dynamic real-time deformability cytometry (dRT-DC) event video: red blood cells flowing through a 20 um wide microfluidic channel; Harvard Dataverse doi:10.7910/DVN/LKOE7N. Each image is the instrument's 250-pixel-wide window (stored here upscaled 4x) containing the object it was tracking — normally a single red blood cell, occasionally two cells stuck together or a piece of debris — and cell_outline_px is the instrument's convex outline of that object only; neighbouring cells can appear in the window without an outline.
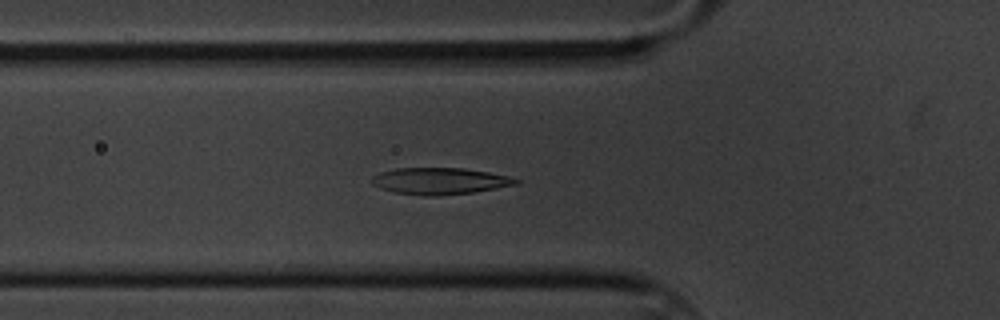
{"species": "common noctule bat (a hibernating species)", "species_latin": "Nyctalus noctula", "temperature_condition": "cold", "stored_images_in_passage": 50, "camera_frame_rate_fps": 3000, "um_per_image_px": 0.085, "animal": {"sex": "male", "body_mass_g": 20.1, "forearm_length_mm": 53.5}, "frame": {"image": 1, "passage_image": 11, "time_ms": 3.333, "image_size_px": [1000, 320], "cell_outline_px": [[520, 180], [516, 184], [496, 188], [472, 192], [436, 196], [424, 196], [392, 192], [380, 188], [372, 184], [368, 180], [372, 176], [380, 172], [396, 168], [464, 168], [488, 172], [508, 176]], "centroid_in_image_um": [37.3, 15.39], "position_along_channel_um": 88.5, "area_um2": 22.43}}
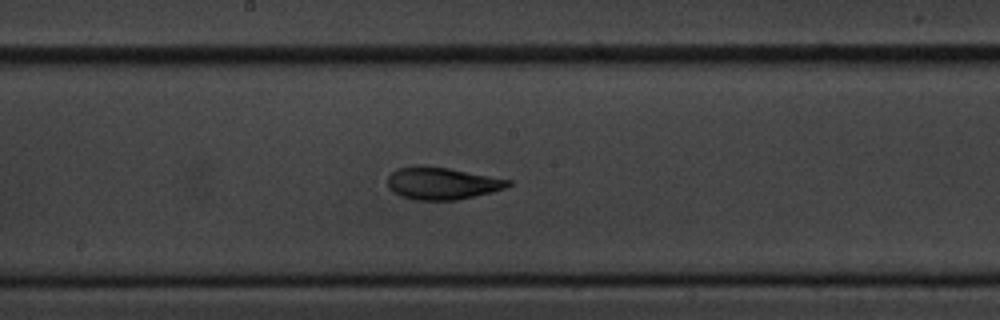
{"frame": {"image": 2, "passage_image": 22, "time_ms": 7.0, "image_size_px": [1000, 320], "cell_outline_px": [[512, 184], [504, 188], [492, 192], [456, 200], [412, 200], [400, 196], [388, 188], [388, 176], [396, 168], [412, 164], [420, 164], [448, 168], [512, 180]], "centroid_in_image_um": [37.52, 15.57], "position_along_channel_um": 210.7, "area_um2": 22.95}}
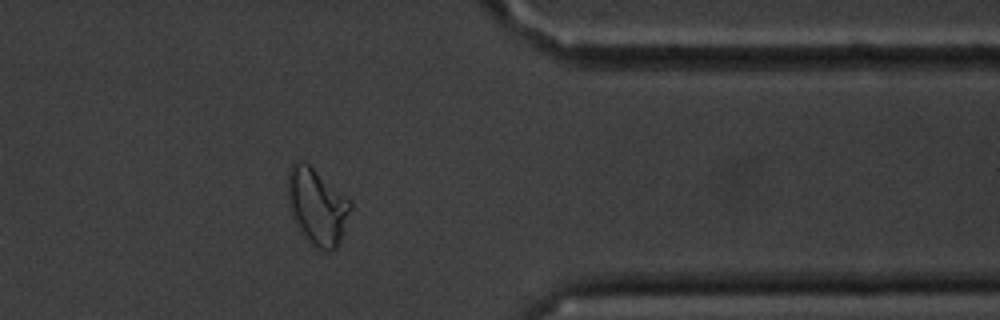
{"frame": {"image": 3, "passage_image": 39, "time_ms": 12.667, "image_size_px": [1000, 320], "cell_outline_px": [[352, 208], [336, 248], [328, 252], [324, 252], [312, 248], [308, 244], [292, 216], [288, 204], [288, 168], [296, 160], [304, 160], [352, 200]], "centroid_in_image_um": [26.95, 17.55], "position_along_channel_um": 384.5, "area_um2": 28.38}, "authors_computed_cell_mechanics": {"area_um2": 22.6287, "velocity_mm_per_s": 3.3129, "shape_relaxation_time_tau1_ms": 3.8113, "shape_relaxation_time_tau2_ms": 1.9951, "deformation_change_tau1": 0.1654, "deformation_change_tau2": 0.0817}}